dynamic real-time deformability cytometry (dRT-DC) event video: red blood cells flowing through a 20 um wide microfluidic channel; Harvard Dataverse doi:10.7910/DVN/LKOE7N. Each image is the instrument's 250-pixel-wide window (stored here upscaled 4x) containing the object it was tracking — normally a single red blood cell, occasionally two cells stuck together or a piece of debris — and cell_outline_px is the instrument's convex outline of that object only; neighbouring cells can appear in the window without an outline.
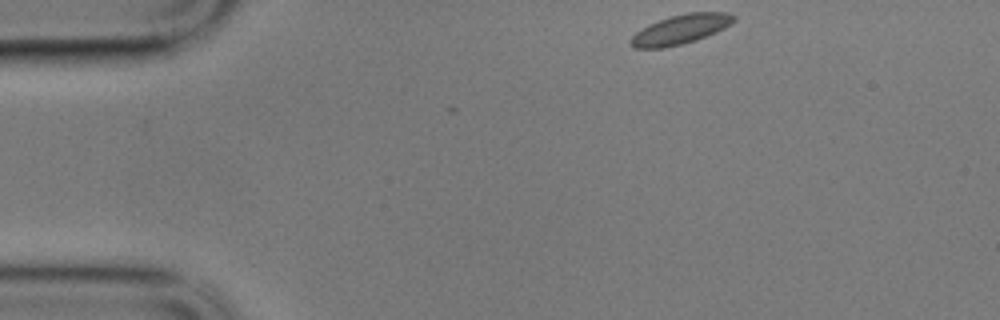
{"species": "common noctule bat (a hibernating species)", "species_latin": "Nyctalus noctula", "temperature_condition": "cold", "stored_images_in_passage": 3, "camera_frame_rate_fps": 3000, "um_per_image_px": 0.085, "animal": {"sex": "male", "body_mass_g": 17.9}, "frame": {"image": 1, "passage_image": 1, "time_ms": 0.0, "image_size_px": [1000, 320], "cell_outline_px": [[736, 20], [732, 24], [716, 32], [696, 40], [664, 48], [632, 48], [628, 44], [628, 40], [640, 28], [648, 24], [672, 16], [688, 12], [728, 12], [736, 16]], "centroid_in_image_um": [57.83, 2.5], "position_along_channel_um": 27.2, "area_um2": 17.86}}